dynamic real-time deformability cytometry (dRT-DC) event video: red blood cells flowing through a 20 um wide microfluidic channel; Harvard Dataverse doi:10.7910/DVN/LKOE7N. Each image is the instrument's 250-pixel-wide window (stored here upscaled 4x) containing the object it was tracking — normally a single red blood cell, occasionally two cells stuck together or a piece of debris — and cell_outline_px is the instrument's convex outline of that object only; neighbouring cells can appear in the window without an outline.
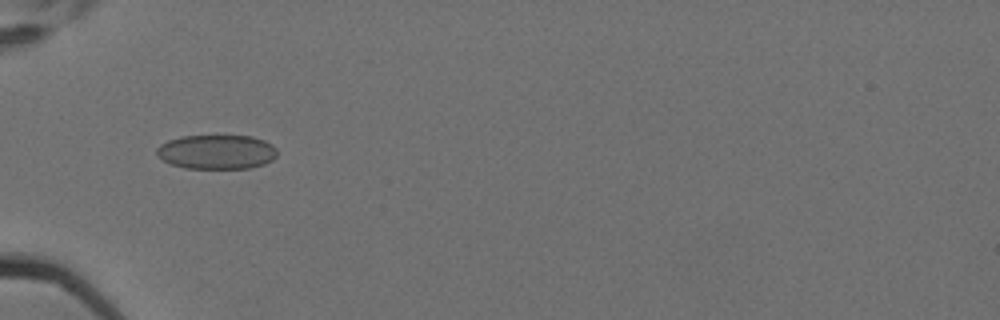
{"species": "Egyptian fruit bat (a non-hibernating species)", "species_latin": "Rousettus aegyptiacus", "temperature_condition": "cold", "stored_images_in_passage": 10, "camera_frame_rate_fps": 3000, "um_per_image_px": 0.085, "animal": {"sex": "female"}, "frame": {"image": 1, "passage_image": 5, "time_ms": 1.333, "image_size_px": [1000, 320], "cell_outline_px": [[276, 156], [272, 160], [264, 164], [248, 168], [184, 168], [172, 164], [164, 160], [156, 152], [156, 148], [160, 144], [168, 140], [180, 136], [252, 136], [264, 140], [272, 144], [276, 148]], "centroid_in_image_um": [18.42, 12.9], "position_along_channel_um": 66.6, "area_um2": 24.04}}
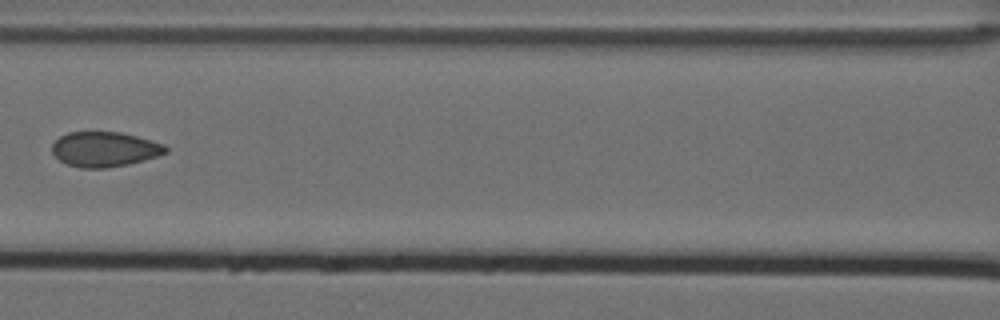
{"frame": {"image": 2, "passage_image": 7, "time_ms": 2.0, "image_size_px": [1000, 320], "cell_outline_px": [[168, 152], [144, 160], [128, 164], [108, 168], [80, 168], [68, 164], [60, 160], [52, 152], [52, 144], [60, 136], [68, 132], [120, 132], [136, 136], [164, 144], [168, 148]], "centroid_in_image_um": [8.89, 12.69], "position_along_channel_um": 157.7, "area_um2": 23.06}}
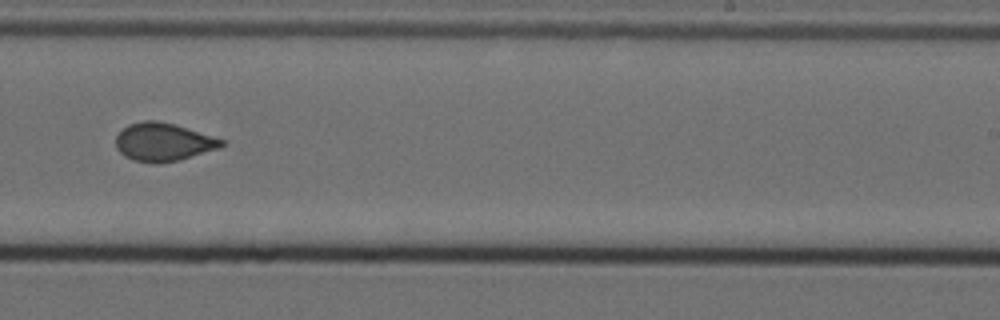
{"frame": {"image": 3, "passage_image": 10, "time_ms": 3.0, "image_size_px": [1000, 320], "cell_outline_px": [[224, 144], [220, 148], [180, 160], [160, 164], [152, 164], [132, 160], [124, 156], [116, 148], [116, 136], [128, 124], [144, 120], [160, 120], [224, 140]], "centroid_in_image_um": [13.85, 12.09], "position_along_channel_um": 275.2, "area_um2": 23.58}}